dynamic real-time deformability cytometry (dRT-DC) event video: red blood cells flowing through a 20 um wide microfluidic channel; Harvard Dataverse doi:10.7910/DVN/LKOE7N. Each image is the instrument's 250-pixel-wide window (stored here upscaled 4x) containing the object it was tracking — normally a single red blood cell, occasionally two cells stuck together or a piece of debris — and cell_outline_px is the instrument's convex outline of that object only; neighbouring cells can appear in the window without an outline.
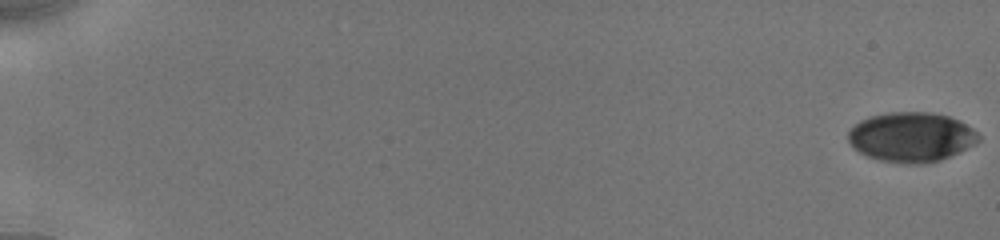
{"species": "human", "species_latin": "Homo sapiens", "temperature_condition": "cold", "stored_images_in_passage": 15, "camera_frame_rate_fps": 3000, "um_per_image_px": 0.085, "donor": {"sex": "male"}, "frame": {"image": 1, "passage_image": 1, "time_ms": 0.0, "image_size_px": [1000, 240], "cell_outline_px": [[980, 140], [976, 144], [960, 152], [940, 160], [928, 164], [904, 164], [880, 160], [868, 156], [860, 152], [848, 140], [848, 132], [860, 120], [872, 116], [892, 112], [932, 112], [948, 116], [960, 120], [972, 128], [980, 136]], "centroid_in_image_um": [77.51, 11.66], "position_along_channel_um": 7.5, "area_um2": 37.8}}
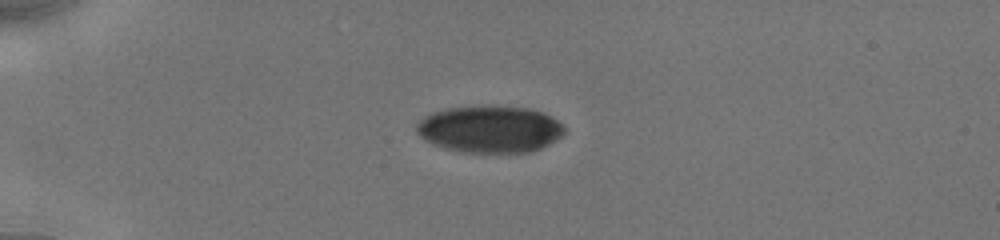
{"frame": {"image": 2, "passage_image": 10, "time_ms": 5.0, "image_size_px": [1000, 240], "cell_outline_px": [[564, 132], [556, 140], [532, 152], [464, 152], [444, 148], [432, 144], [424, 140], [416, 132], [416, 124], [424, 116], [432, 112], [448, 108], [488, 104], [528, 108], [540, 112], [556, 120], [564, 128]], "centroid_in_image_um": [41.58, 10.96], "position_along_channel_um": 43.4, "area_um2": 40.63}}
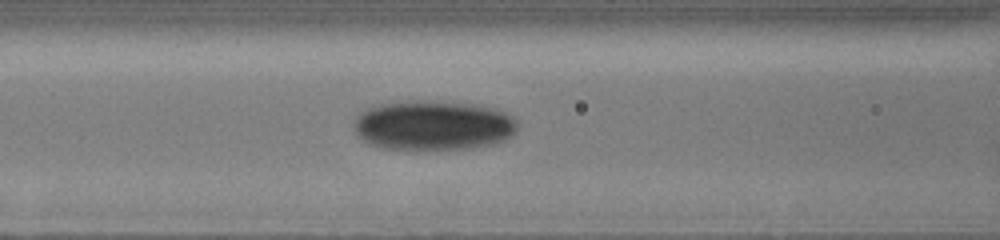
{"frame": {"image": 3, "passage_image": 15, "time_ms": 8.333, "image_size_px": [1000, 240], "cell_outline_px": [[516, 132], [512, 136], [504, 140], [492, 144], [472, 148], [416, 152], [380, 148], [368, 144], [356, 136], [352, 128], [352, 124], [356, 116], [360, 112], [368, 108], [380, 104], [416, 100], [420, 100], [480, 104], [496, 108], [512, 116], [516, 120]], "centroid_in_image_um": [36.77, 10.69], "position_along_channel_um": 129.8, "area_um2": 49.01}}